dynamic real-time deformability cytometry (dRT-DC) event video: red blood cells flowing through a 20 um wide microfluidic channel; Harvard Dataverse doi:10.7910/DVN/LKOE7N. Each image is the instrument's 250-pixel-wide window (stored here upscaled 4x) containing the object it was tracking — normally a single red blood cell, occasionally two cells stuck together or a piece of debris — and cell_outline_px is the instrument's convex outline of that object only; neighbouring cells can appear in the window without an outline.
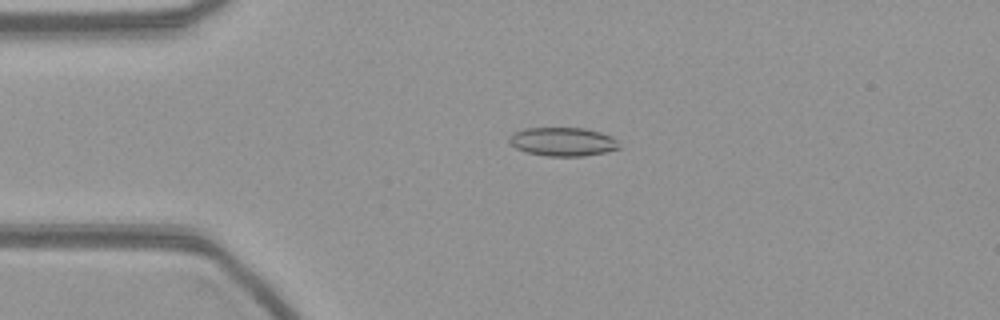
{"species": "common noctule bat (a hibernating species)", "species_latin": "Nyctalus noctula", "temperature_condition": "warm", "stored_images_in_passage": 56, "camera_frame_rate_fps": 3000, "um_per_image_px": 0.085, "animal": {"sex": "female", "body_mass_g": 21.9}, "frame": {"image": 1, "passage_image": 13, "time_ms": 4.0, "image_size_px": [1000, 320], "cell_outline_px": [[620, 148], [604, 152], [584, 156], [548, 156], [528, 152], [516, 148], [508, 140], [508, 136], [512, 132], [524, 128], [584, 128], [600, 132], [612, 136], [616, 140]], "centroid_in_image_um": [47.81, 12.03], "position_along_channel_um": 37.2, "area_um2": 18.32}}
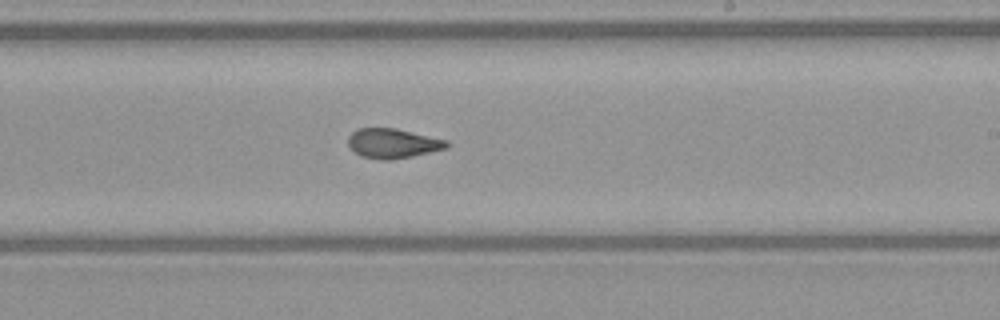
{"frame": {"image": 2, "passage_image": 33, "time_ms": 10.667, "image_size_px": [1000, 320], "cell_outline_px": [[452, 144], [448, 148], [412, 156], [392, 160], [380, 160], [360, 156], [348, 144], [348, 136], [352, 132], [360, 128], [396, 128], [448, 140]], "centroid_in_image_um": [33.43, 12.19], "position_along_channel_um": 255.6, "area_um2": 17.17}}
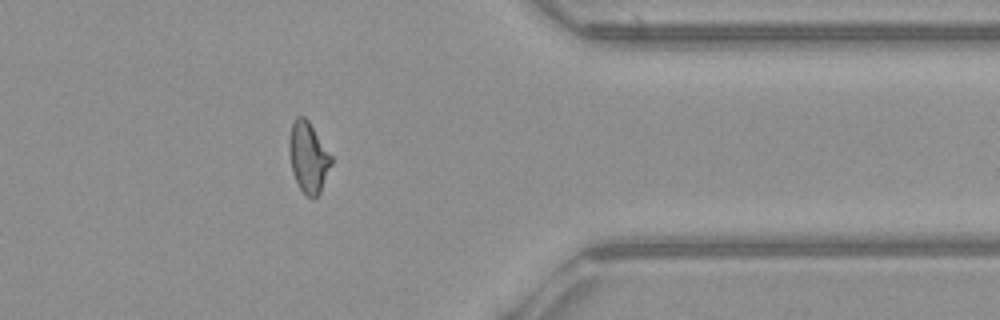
{"frame": {"image": 3, "passage_image": 45, "time_ms": 14.667, "image_size_px": [1000, 320], "cell_outline_px": [[332, 164], [320, 192], [312, 200], [300, 188], [292, 172], [288, 148], [288, 140], [292, 124], [296, 116], [304, 116], [308, 120], [332, 156]], "centroid_in_image_um": [26.2, 13.36], "position_along_channel_um": 385.2, "area_um2": 17.28}}